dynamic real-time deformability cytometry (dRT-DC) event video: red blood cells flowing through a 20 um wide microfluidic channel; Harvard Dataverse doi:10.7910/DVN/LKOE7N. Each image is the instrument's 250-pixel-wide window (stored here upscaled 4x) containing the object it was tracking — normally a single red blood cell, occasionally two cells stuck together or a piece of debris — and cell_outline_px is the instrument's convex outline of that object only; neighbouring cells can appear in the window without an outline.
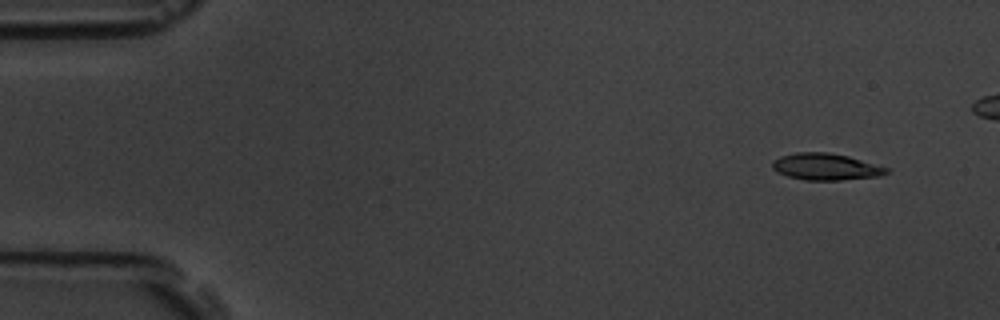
{"species": "common noctule bat (a hibernating species)", "species_latin": "Nyctalus noctula", "temperature_condition": "room temperature", "stored_images_in_passage": 6, "camera_frame_rate_fps": 3000, "um_per_image_px": 0.085, "animal": {"sex": "male", "body_mass_g": 19.5, "forearm_length_mm": 54.6}, "frame": {"image": 1, "passage_image": 2, "time_ms": 1.0, "image_size_px": [1000, 320], "cell_outline_px": [[888, 172], [880, 176], [840, 180], [804, 180], [788, 176], [776, 172], [772, 168], [772, 160], [780, 156], [796, 152], [828, 152], [848, 156], [888, 168]], "centroid_in_image_um": [70.14, 14.17], "position_along_channel_um": 14.9, "area_um2": 17.74}}